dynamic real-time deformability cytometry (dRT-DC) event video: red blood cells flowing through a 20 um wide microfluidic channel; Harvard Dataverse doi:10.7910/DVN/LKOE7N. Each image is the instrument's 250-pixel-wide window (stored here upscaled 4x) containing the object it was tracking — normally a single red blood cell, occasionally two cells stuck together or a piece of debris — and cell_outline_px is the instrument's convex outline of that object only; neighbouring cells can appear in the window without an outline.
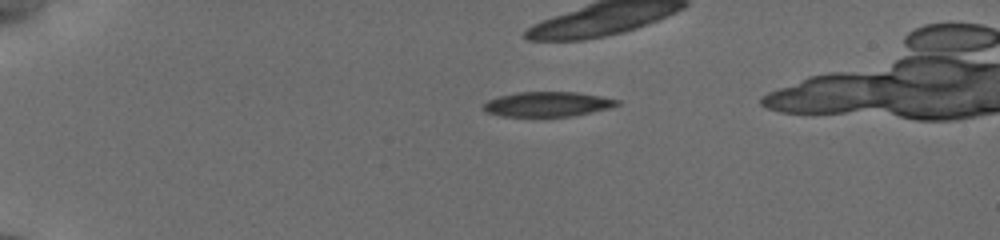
{"species": "common noctule bat (a hibernating species)", "species_latin": "Nyctalus noctula", "temperature_condition": "cold", "stored_images_in_passage": 34, "camera_frame_rate_fps": 3000, "um_per_image_px": 0.085, "animal": {"sex": "female", "body_mass_g": 19.5, "forearm_length_mm": 54.1}, "frame": {"image": 1, "passage_image": 1, "time_ms": 0.0, "image_size_px": [1000, 240], "cell_outline_px": [[620, 104], [608, 108], [572, 116], [500, 116], [484, 112], [484, 104], [488, 100], [496, 96], [516, 92], [576, 92], [600, 96], [620, 100]], "centroid_in_image_um": [46.5, 8.85], "position_along_channel_um": 38.5, "area_um2": 19.31}}